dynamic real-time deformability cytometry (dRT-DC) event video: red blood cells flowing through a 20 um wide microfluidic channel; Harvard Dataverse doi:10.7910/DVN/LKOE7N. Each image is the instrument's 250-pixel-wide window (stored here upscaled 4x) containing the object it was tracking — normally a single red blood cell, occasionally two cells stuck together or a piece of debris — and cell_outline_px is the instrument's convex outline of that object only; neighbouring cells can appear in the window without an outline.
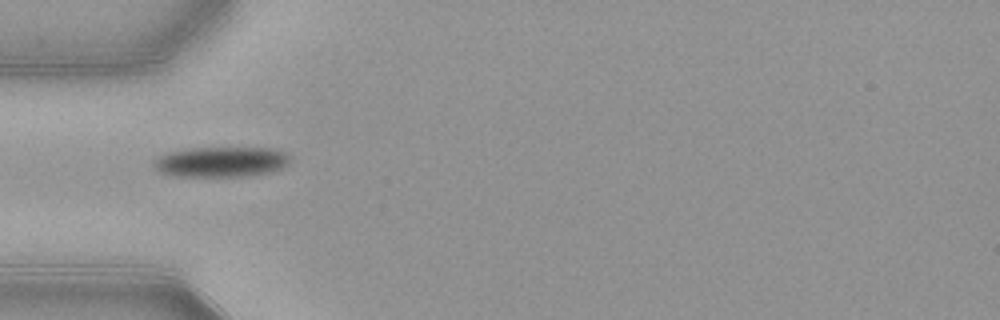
{"species": "common noctule bat (a hibernating species)", "species_latin": "Nyctalus noctula", "temperature_condition": "warm", "stored_images_in_passage": 37, "camera_frame_rate_fps": 3000, "um_per_image_px": 0.085, "animal": {"sex": "female", "body_mass_g": 21.9}, "frame": {"image": 1, "passage_image": 1, "time_ms": 0.0, "image_size_px": [1000, 320], "cell_outline_px": [[292, 160], [288, 164], [272, 172], [244, 176], [172, 176], [160, 172], [152, 164], [160, 156], [168, 152], [192, 148], [268, 148], [284, 152], [292, 156]], "centroid_in_image_um": [18.83, 13.76], "position_along_channel_um": 66.2, "area_um2": 23.99}}
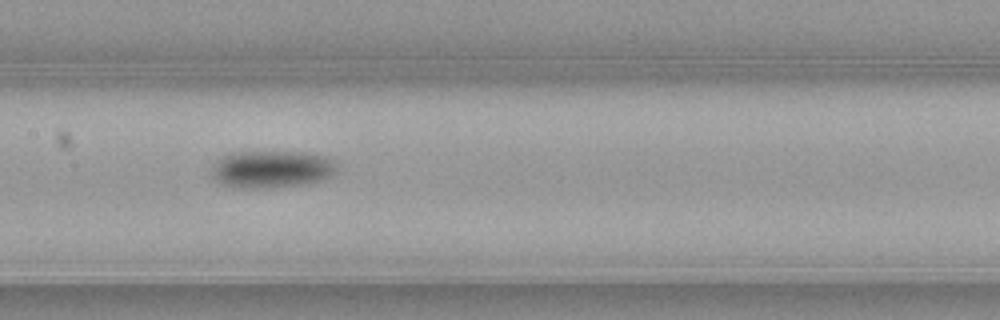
{"frame": {"image": 2, "passage_image": 10, "time_ms": 3.0, "image_size_px": [1000, 320], "cell_outline_px": [[336, 172], [312, 184], [272, 188], [240, 188], [220, 184], [212, 176], [212, 164], [216, 160], [232, 152], [304, 152], [324, 156], [332, 160], [336, 164]], "centroid_in_image_um": [23.07, 14.4], "position_along_channel_um": 184.3, "area_um2": 27.51}}
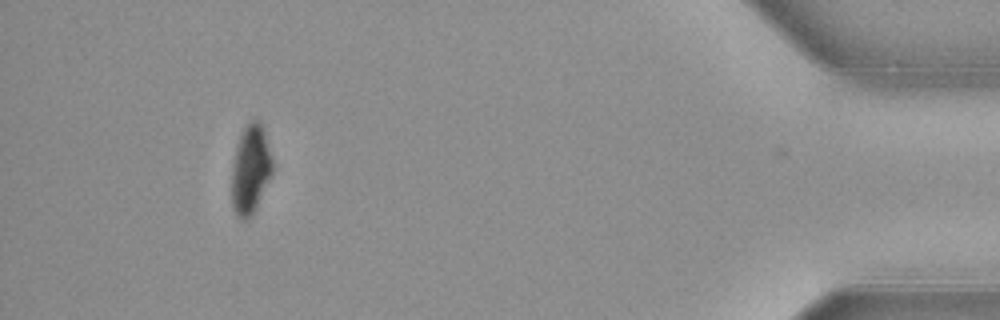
{"frame": {"image": 3, "passage_image": 33, "time_ms": 10.667, "image_size_px": [1000, 320], "cell_outline_px": [[272, 172], [252, 216], [248, 220], [240, 220], [236, 216], [232, 208], [232, 164], [236, 148], [240, 136], [248, 120], [260, 120], [264, 132], [272, 160]], "centroid_in_image_um": [21.27, 14.44], "position_along_channel_um": 413.9, "area_um2": 20.98}, "authors_computed_cell_mechanics": {"area_um2": 24.5072, "velocity_mm_per_s": 3.9006, "shape_relaxation_time_tau1_ms": 3.2061, "shape_relaxation_time_tau2_ms": null, "deformation_change_tau1": 0.1348, "deformation_change_tau2": null}}